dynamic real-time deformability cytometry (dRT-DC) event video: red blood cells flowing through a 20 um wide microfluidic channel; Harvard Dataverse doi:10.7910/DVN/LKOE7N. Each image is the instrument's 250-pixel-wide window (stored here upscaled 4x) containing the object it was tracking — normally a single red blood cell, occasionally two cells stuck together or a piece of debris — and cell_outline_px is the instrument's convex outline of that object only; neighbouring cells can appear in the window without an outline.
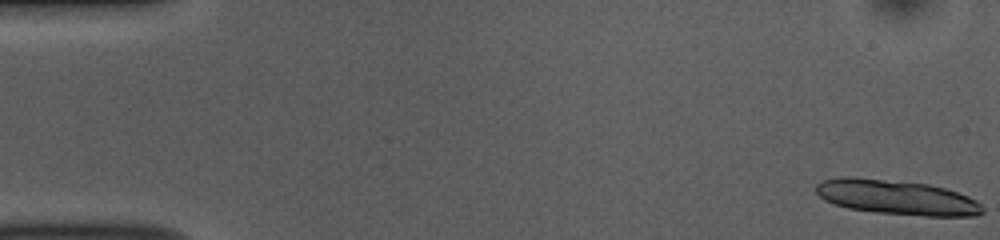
{"species": "common noctule bat (a hibernating species)", "species_latin": "Nyctalus noctula", "temperature_condition": "room temperature", "stored_images_in_passage": 15, "camera_frame_rate_fps": 3000, "um_per_image_px": 0.085, "animal": {"sex": "female", "body_mass_g": 10.0, "forearm_length_mm": 53.1}, "frame": {"image": 1, "passage_image": 1, "time_ms": 0.0, "image_size_px": [1000, 240], "cell_outline_px": [[984, 212], [976, 216], [924, 216], [880, 212], [848, 208], [824, 200], [816, 192], [816, 184], [824, 180], [840, 176], [852, 176], [928, 184], [944, 188], [968, 196], [976, 200], [984, 208]], "centroid_in_image_um": [76.23, 16.77], "position_along_channel_um": 8.8, "area_um2": 33.58}}